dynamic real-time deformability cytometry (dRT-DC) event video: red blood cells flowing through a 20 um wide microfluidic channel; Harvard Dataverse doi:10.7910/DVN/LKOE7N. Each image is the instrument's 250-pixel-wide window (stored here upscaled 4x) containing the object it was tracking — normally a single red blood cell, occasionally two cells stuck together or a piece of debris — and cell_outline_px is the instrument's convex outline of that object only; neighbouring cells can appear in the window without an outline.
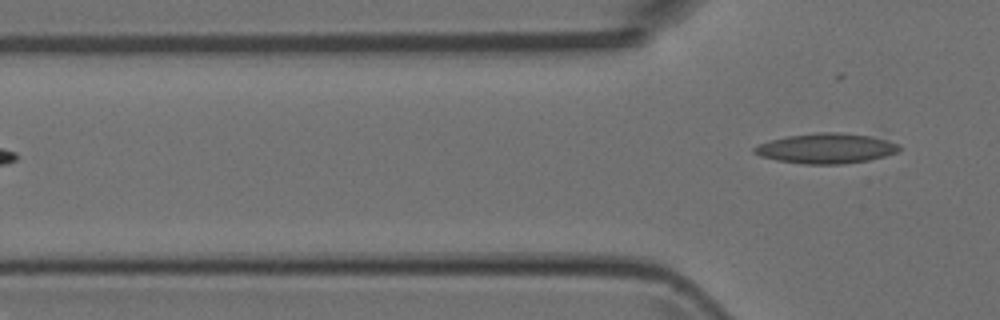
{"species": "Egyptian fruit bat (a non-hibernating species)", "species_latin": "Rousettus aegyptiacus", "temperature_condition": "room temperature", "stored_images_in_passage": 2, "camera_frame_rate_fps": 3000, "um_per_image_px": 0.085, "animal": {"sex": "female"}, "frame": {"image": 1, "passage_image": 2, "time_ms": 1.333, "image_size_px": [1000, 320], "cell_outline_px": [[900, 152], [868, 160], [840, 164], [804, 164], [776, 160], [760, 156], [752, 152], [752, 148], [756, 144], [788, 136], [816, 132], [836, 132], [872, 136], [888, 140], [900, 144]], "centroid_in_image_um": [70.22, 12.61], "position_along_channel_um": 55.6, "area_um2": 25.55}}